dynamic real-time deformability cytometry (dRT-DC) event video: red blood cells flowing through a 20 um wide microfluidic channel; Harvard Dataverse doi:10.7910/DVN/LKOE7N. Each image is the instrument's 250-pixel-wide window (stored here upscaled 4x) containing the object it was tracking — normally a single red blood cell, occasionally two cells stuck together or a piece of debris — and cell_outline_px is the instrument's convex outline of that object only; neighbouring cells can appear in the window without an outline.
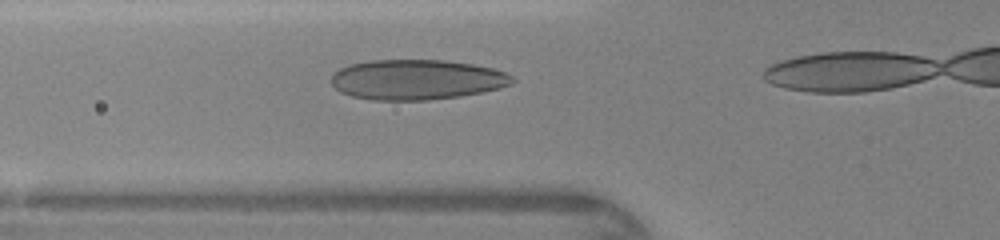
{"species": "human", "species_latin": "Homo sapiens", "temperature_condition": "warm", "stored_images_in_passage": 15, "camera_frame_rate_fps": 3000, "um_per_image_px": 0.085, "donor": {"sex": "female"}, "frame": {"image": 1, "passage_image": 11, "time_ms": 3.333, "image_size_px": [1000, 240], "cell_outline_px": [[516, 80], [512, 84], [500, 88], [460, 96], [428, 100], [372, 100], [352, 96], [340, 92], [332, 84], [332, 76], [340, 68], [348, 64], [368, 60], [444, 60], [472, 64], [492, 68], [504, 72], [512, 76]], "centroid_in_image_um": [35.41, 6.76], "position_along_channel_um": 90.4, "area_um2": 42.37}}
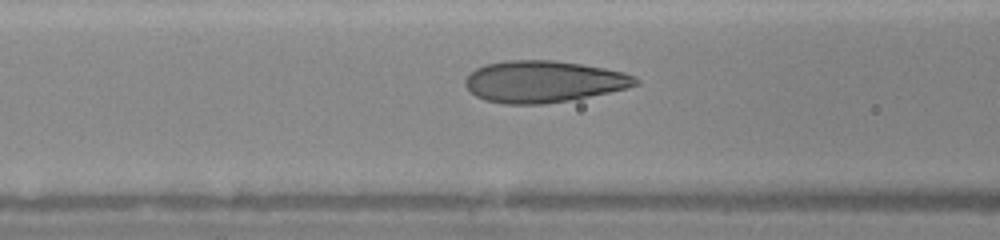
{"frame": {"image": 2, "passage_image": 13, "time_ms": 4.0, "image_size_px": [1000, 240], "cell_outline_px": [[640, 84], [628, 88], [568, 100], [544, 104], [504, 104], [484, 100], [476, 96], [464, 84], [464, 80], [476, 68], [484, 64], [508, 60], [556, 60], [604, 68], [624, 72], [636, 76], [640, 80]], "centroid_in_image_um": [46.21, 6.93], "position_along_channel_um": 120.4, "area_um2": 41.38}}